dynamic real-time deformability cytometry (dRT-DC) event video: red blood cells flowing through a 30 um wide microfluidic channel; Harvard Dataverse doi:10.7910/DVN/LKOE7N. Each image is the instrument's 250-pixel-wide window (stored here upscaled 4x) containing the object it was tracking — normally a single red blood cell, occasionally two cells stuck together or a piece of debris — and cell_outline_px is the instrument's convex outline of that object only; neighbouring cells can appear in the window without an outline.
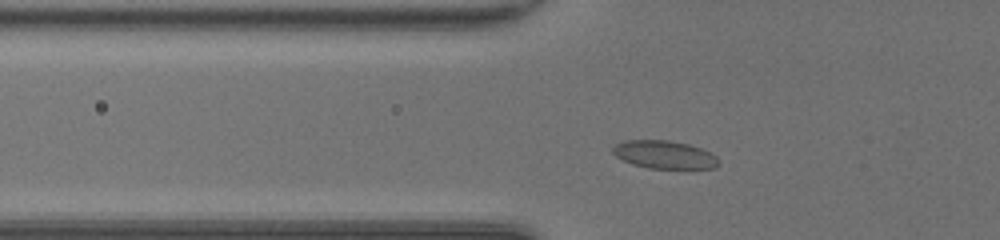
{"species": "common noctule bat (a hibernating species)", "species_latin": "Nyctalus noctula", "temperature_condition": "room temperature", "stored_images_in_passage": 34, "camera_frame_rate_fps": 3000, "um_per_image_px": 0.085, "animal": {"sex": "female", "body_mass_g": 20.0, "forearm_length_mm": 54.0}, "frame": {"image": 1, "passage_image": 2, "time_ms": 0.333, "image_size_px": [1000, 240], "cell_outline_px": [[720, 164], [716, 168], [648, 168], [632, 164], [616, 156], [612, 152], [612, 148], [616, 144], [624, 140], [668, 140], [688, 144], [700, 148], [716, 156], [720, 160]], "centroid_in_image_um": [56.48, 13.14], "position_along_channel_um": 69.3, "area_um2": 17.22}}
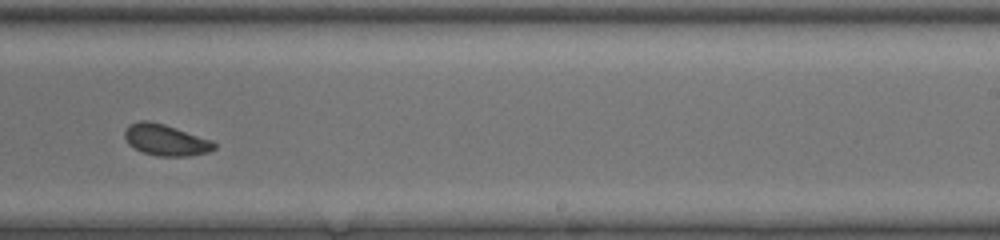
{"frame": {"image": 2, "passage_image": 17, "time_ms": 5.333, "image_size_px": [1000, 240], "cell_outline_px": [[216, 148], [208, 152], [188, 156], [156, 156], [144, 152], [128, 144], [124, 136], [124, 132], [128, 124], [140, 120], [148, 120], [164, 124], [212, 140], [216, 144]], "centroid_in_image_um": [14.07, 11.89], "position_along_channel_um": 274.9, "area_um2": 16.3}}
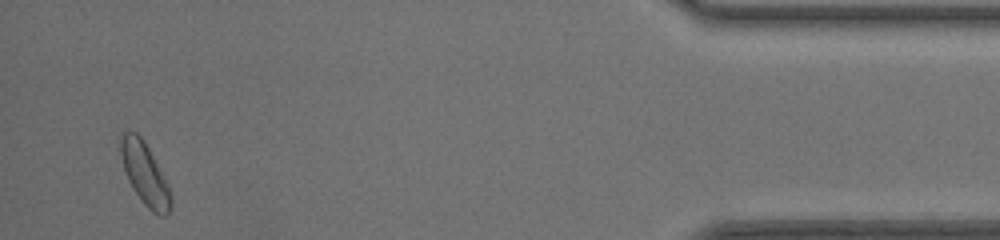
{"frame": {"image": 3, "passage_image": 32, "time_ms": 10.333, "image_size_px": [1000, 240], "cell_outline_px": [[172, 204], [168, 216], [160, 216], [152, 212], [144, 204], [132, 188], [128, 180], [120, 156], [120, 136], [124, 132], [136, 132], [144, 140], [168, 184], [172, 196]], "centroid_in_image_um": [12.32, 14.81], "position_along_channel_um": 422.9, "area_um2": 18.21}, "authors_computed_cell_mechanics": {"area_um2": 16.7042, "velocity_mm_per_s": 4.1905, "shape_relaxation_time_tau1_ms": 2.2569, "shape_relaxation_time_tau2_ms": null, "deformation_change_tau1": 0.0672, "deformation_change_tau2": null}}